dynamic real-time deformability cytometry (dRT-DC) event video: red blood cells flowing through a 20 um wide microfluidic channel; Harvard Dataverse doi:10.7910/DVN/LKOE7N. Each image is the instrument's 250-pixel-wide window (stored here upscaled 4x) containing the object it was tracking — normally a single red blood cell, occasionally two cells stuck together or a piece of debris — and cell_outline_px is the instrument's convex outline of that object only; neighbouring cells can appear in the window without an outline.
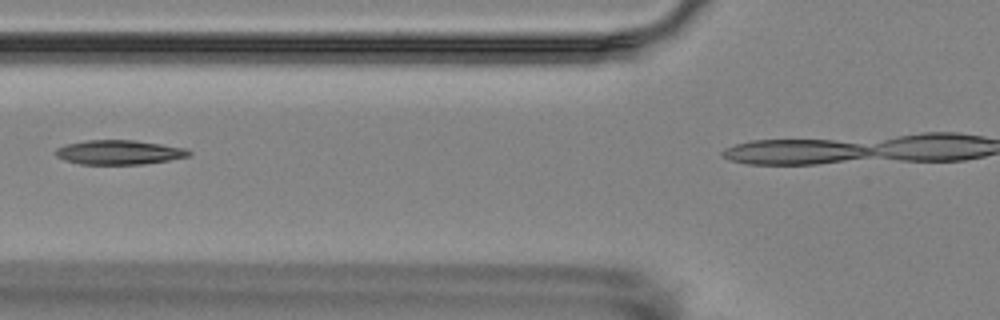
{"species": "Egyptian fruit bat (a non-hibernating species)", "species_latin": "Rousettus aegyptiacus", "temperature_condition": "room temperature", "stored_images_in_passage": 7, "camera_frame_rate_fps": 3000, "um_per_image_px": 0.085, "animal": {"sex": "female"}, "frame": {"image": 1, "passage_image": 2, "time_ms": 1.333, "image_size_px": [1000, 320], "cell_outline_px": [[192, 152], [188, 156], [168, 160], [140, 164], [80, 164], [64, 160], [56, 156], [56, 148], [64, 144], [84, 140], [136, 140], [188, 148]], "centroid_in_image_um": [10.1, 12.93], "position_along_channel_um": 115.7, "area_um2": 19.02}}
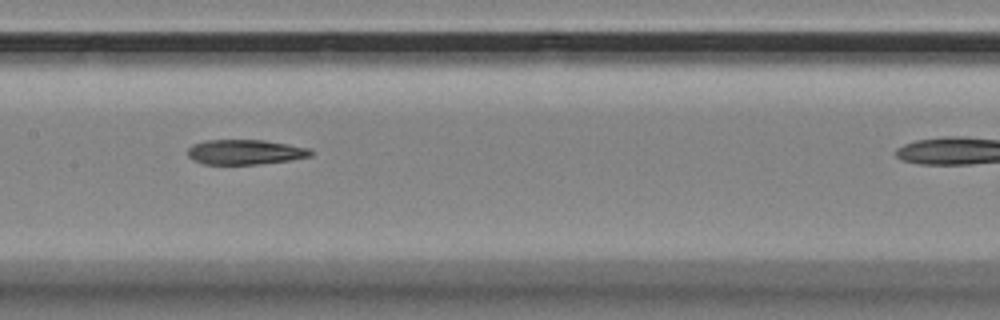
{"frame": {"image": 2, "passage_image": 4, "time_ms": 3.333, "image_size_px": [1000, 320], "cell_outline_px": [[312, 156], [292, 160], [256, 164], [204, 164], [192, 160], [188, 156], [188, 148], [192, 144], [204, 140], [264, 140], [312, 148]], "centroid_in_image_um": [20.85, 12.92], "position_along_channel_um": 186.6, "area_um2": 18.03}}